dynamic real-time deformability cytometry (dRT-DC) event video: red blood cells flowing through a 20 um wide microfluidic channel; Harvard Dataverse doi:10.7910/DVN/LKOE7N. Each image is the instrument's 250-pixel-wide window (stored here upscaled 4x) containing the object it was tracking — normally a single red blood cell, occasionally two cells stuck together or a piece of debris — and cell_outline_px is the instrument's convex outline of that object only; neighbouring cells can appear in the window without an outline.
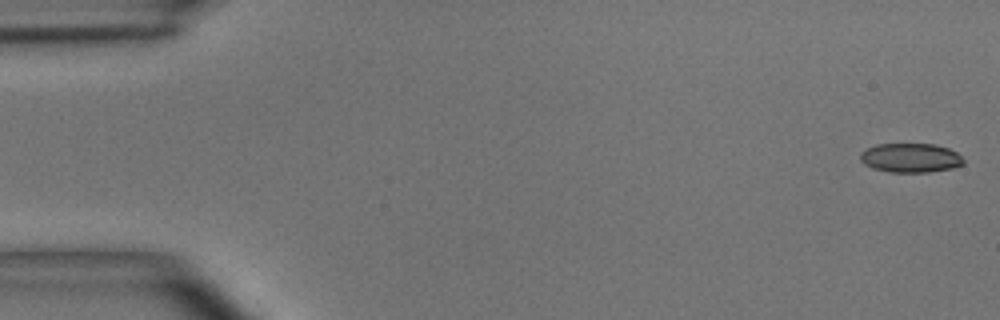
{"species": "common noctule bat (a hibernating species)", "species_latin": "Nyctalus noctula", "temperature_condition": "room temperature", "stored_images_in_passage": 7, "camera_frame_rate_fps": 3000, "um_per_image_px": 0.085, "animal": {"sex": "male", "body_mass_g": 15.6}, "frame": {"image": 1, "passage_image": 1, "time_ms": 0.0, "image_size_px": [1000, 320], "cell_outline_px": [[964, 164], [952, 168], [928, 172], [888, 172], [872, 168], [864, 164], [860, 160], [860, 152], [876, 144], [936, 144], [948, 148], [956, 152], [964, 160]], "centroid_in_image_um": [77.38, 13.42], "position_along_channel_um": 7.6, "area_um2": 17.63}}